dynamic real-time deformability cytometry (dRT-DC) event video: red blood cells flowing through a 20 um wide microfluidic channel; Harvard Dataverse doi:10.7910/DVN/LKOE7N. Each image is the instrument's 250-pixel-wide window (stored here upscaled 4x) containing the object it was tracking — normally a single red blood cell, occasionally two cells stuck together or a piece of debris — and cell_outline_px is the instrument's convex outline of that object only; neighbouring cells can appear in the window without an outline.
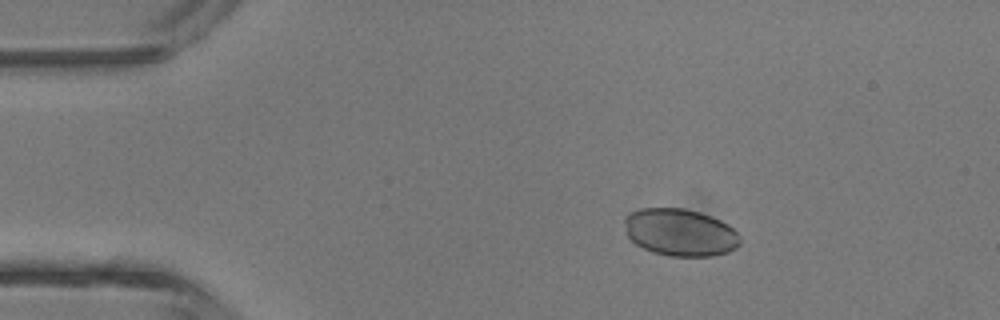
{"species": "common noctule bat (a hibernating species)", "species_latin": "Nyctalus noctula", "temperature_condition": "room temperature", "stored_images_in_passage": 5, "camera_frame_rate_fps": 3000, "um_per_image_px": 0.085, "animal": {"sex": "male", "body_mass_g": 13.3}, "frame": {"image": 1, "passage_image": 2, "time_ms": 1.333, "image_size_px": [1000, 320], "cell_outline_px": [[740, 244], [736, 248], [728, 252], [712, 256], [668, 256], [652, 252], [636, 244], [628, 236], [624, 220], [624, 216], [628, 212], [640, 208], [684, 208], [700, 212], [712, 216], [728, 224], [740, 236]], "centroid_in_image_um": [57.81, 19.74], "position_along_channel_um": 27.2, "area_um2": 32.08}}